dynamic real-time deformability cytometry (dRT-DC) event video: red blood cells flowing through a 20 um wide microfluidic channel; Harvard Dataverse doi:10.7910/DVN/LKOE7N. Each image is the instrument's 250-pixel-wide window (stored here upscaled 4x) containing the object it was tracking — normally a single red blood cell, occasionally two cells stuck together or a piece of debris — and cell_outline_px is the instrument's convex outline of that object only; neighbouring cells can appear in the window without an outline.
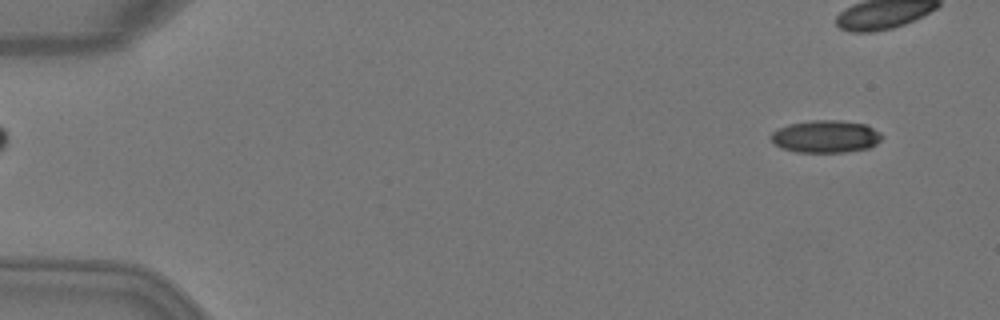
{"species": "Egyptian fruit bat (a non-hibernating species)", "species_latin": "Rousettus aegyptiacus", "temperature_condition": "warm", "stored_images_in_passage": 6, "camera_frame_rate_fps": 3000, "um_per_image_px": 0.085, "animal": {"sex": "female"}, "frame": {"image": 1, "passage_image": 1, "time_ms": 0.0, "image_size_px": [1000, 320], "cell_outline_px": [[884, 136], [876, 144], [868, 148], [844, 152], [796, 152], [780, 148], [772, 140], [772, 132], [776, 128], [788, 124], [812, 120], [840, 120], [868, 124], [880, 132]], "centroid_in_image_um": [70.2, 11.59], "position_along_channel_um": 14.8, "area_um2": 21.15}}
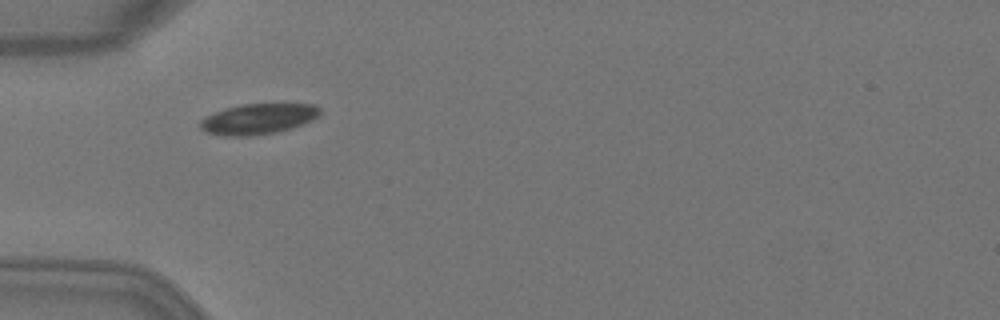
{"frame": {"image": 2, "passage_image": 4, "time_ms": 1.0, "image_size_px": [1000, 320], "cell_outline_px": [[320, 116], [312, 120], [292, 128], [276, 132], [252, 136], [224, 136], [204, 132], [200, 128], [200, 120], [204, 116], [224, 108], [240, 104], [312, 104], [320, 108]], "centroid_in_image_um": [21.9, 10.11], "position_along_channel_um": 63.1, "area_um2": 21.56}}